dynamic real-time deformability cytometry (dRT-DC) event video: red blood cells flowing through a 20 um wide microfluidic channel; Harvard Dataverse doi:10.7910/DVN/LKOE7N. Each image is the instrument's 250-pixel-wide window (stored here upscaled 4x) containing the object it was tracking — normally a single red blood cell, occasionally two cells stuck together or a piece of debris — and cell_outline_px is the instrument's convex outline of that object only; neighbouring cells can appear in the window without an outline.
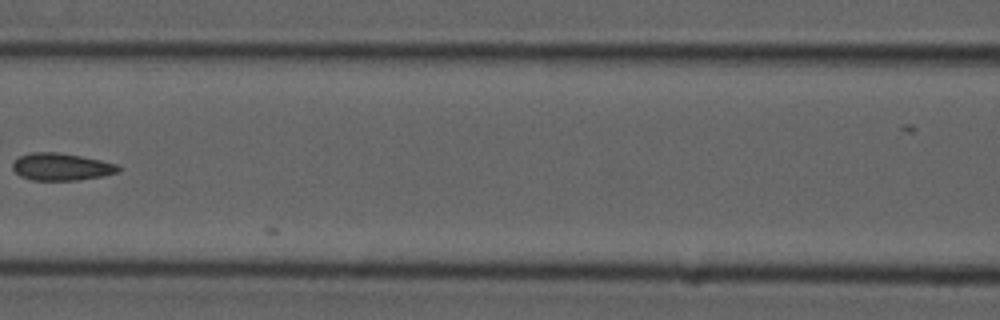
{"species": "common noctule bat (a hibernating species)", "species_latin": "Nyctalus noctula", "temperature_condition": "cold", "stored_images_in_passage": 8, "camera_frame_rate_fps": 3000, "um_per_image_px": 0.085, "animal": {"sex": "male", "forearm_length_mm": 52.5}, "frame": {"image": 1, "passage_image": 7, "time_ms": 7.667, "image_size_px": [1000, 320], "cell_outline_px": [[120, 172], [104, 176], [76, 180], [32, 180], [20, 176], [12, 168], [12, 164], [20, 156], [32, 152], [56, 152], [80, 156], [100, 160], [116, 164], [120, 168]], "centroid_in_image_um": [5.22, 14.18], "position_along_channel_um": 161.4, "area_um2": 16.7}}